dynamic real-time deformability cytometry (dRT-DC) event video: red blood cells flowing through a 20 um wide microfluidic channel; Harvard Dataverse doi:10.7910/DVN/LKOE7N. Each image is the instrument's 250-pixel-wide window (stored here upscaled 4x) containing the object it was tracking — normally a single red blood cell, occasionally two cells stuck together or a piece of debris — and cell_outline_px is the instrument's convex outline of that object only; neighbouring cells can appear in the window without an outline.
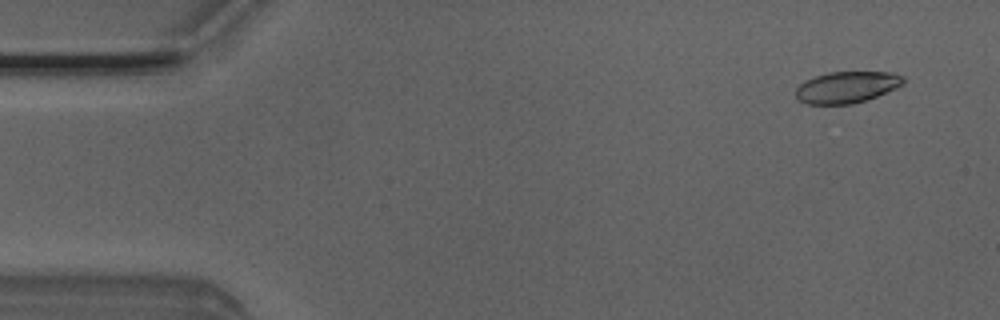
{"species": "Egyptian fruit bat (a non-hibernating species)", "species_latin": "Rousettus aegyptiacus", "temperature_condition": "room temperature", "stored_images_in_passage": 4, "camera_frame_rate_fps": 3000, "um_per_image_px": 0.085, "animal": {"sex": "male"}, "frame": {"image": 1, "passage_image": 1, "time_ms": 0.0, "image_size_px": [1000, 320], "cell_outline_px": [[904, 84], [896, 88], [868, 100], [852, 104], [808, 104], [800, 100], [796, 96], [796, 88], [804, 80], [828, 72], [892, 72], [904, 76]], "centroid_in_image_um": [72.0, 7.41], "position_along_channel_um": 13.0, "area_um2": 19.83}}